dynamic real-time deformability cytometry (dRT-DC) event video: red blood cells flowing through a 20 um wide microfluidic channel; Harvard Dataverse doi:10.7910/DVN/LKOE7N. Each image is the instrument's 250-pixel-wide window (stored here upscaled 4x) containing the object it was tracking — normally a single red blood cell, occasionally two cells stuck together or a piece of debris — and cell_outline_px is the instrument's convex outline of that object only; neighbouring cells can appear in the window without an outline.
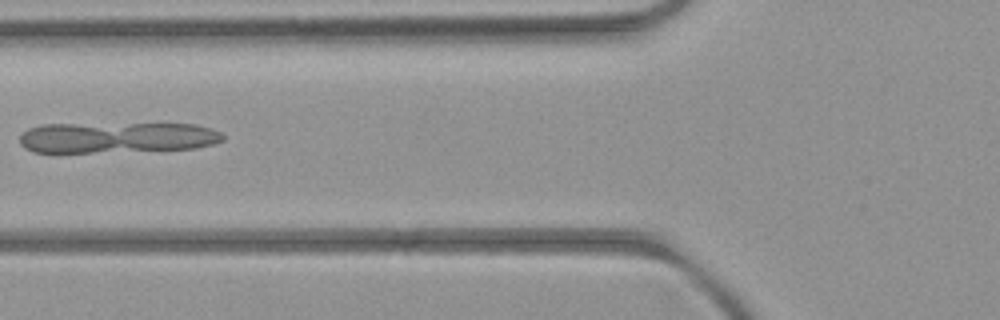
{"species": "common noctule bat (a hibernating species)", "species_latin": "Nyctalus noctula", "temperature_condition": "room temperature", "stored_images_in_passage": 2, "camera_frame_rate_fps": 3000, "um_per_image_px": 0.085, "animal": {"sex": "female", "body_mass_g": 21.9}, "frame": {"image": 1, "passage_image": 2, "time_ms": 1.0, "image_size_px": [1000, 320], "cell_outline_px": [[224, 140], [212, 144], [196, 148], [56, 156], [32, 152], [24, 148], [20, 144], [20, 136], [28, 128], [44, 124], [196, 124], [212, 128], [220, 132], [224, 136]], "centroid_in_image_um": [9.82, 11.74], "position_along_channel_um": 116.0, "area_um2": 38.21}}